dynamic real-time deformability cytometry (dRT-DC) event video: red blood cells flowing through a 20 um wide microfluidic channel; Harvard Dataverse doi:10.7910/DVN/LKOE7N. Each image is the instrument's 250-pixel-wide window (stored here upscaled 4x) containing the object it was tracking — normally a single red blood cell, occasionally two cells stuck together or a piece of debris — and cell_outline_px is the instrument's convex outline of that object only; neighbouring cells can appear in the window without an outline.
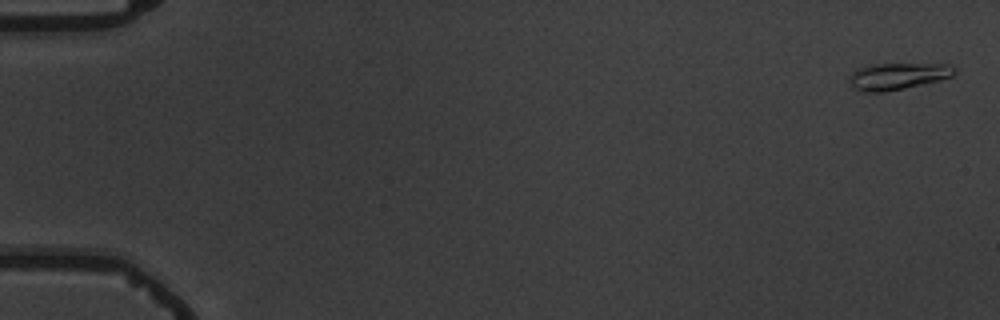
{"species": "common noctule bat (a hibernating species)", "species_latin": "Nyctalus noctula", "temperature_condition": "warm", "stored_images_in_passage": 3, "camera_frame_rate_fps": 3000, "um_per_image_px": 0.085, "animal": {"sex": "male", "body_mass_g": 19.5, "forearm_length_mm": 54.6}, "frame": {"image": 1, "passage_image": 1, "time_ms": 0.0, "image_size_px": [1000, 320], "cell_outline_px": [[956, 72], [952, 76], [940, 80], [904, 88], [884, 92], [864, 92], [852, 88], [848, 80], [848, 76], [856, 68], [872, 64], [948, 64], [956, 68]], "centroid_in_image_um": [76.26, 6.47], "position_along_channel_um": 8.7, "area_um2": 16.53}}